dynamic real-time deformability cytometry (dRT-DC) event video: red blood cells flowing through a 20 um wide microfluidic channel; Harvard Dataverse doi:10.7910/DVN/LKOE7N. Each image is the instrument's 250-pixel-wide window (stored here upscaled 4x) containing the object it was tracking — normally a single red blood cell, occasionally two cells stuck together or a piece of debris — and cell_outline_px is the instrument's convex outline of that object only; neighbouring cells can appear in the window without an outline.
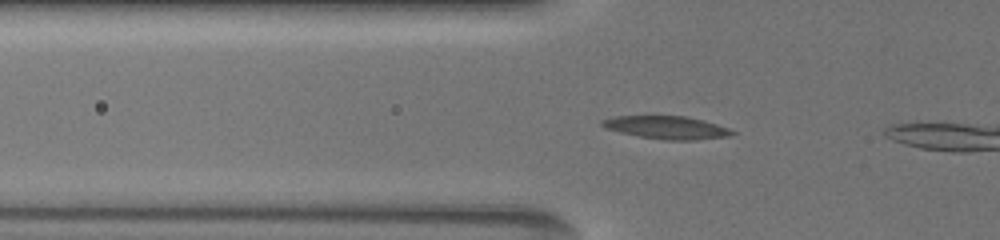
{"species": "common noctule bat (a hibernating species)", "species_latin": "Nyctalus noctula", "temperature_condition": "warm", "stored_images_in_passage": 6, "segment_of_instrument_passage": [1, 2], "camera_frame_rate_fps": 3000, "um_per_image_px": 0.085, "animal": {"sex": "female", "body_mass_g": 19.5, "forearm_length_mm": 54.1}, "frame": {"image": 1, "passage_image": 2, "time_ms": 0.333, "image_size_px": [1000, 240], "cell_outline_px": [[736, 132], [728, 136], [696, 140], [664, 140], [640, 136], [620, 132], [604, 128], [600, 124], [600, 120], [616, 116], [684, 116], [716, 124], [728, 128]], "centroid_in_image_um": [56.62, 10.84], "position_along_channel_um": 69.2, "area_um2": 17.17}}
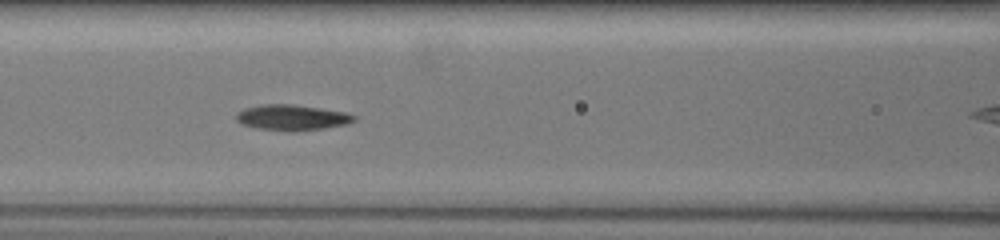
{"frame": {"image": 2, "passage_image": 4, "time_ms": 2.333, "image_size_px": [1000, 240], "cell_outline_px": [[356, 120], [344, 124], [324, 128], [296, 132], [288, 132], [256, 128], [240, 124], [236, 120], [236, 112], [244, 108], [264, 104], [292, 104], [320, 108], [344, 112], [356, 116]], "centroid_in_image_um": [24.76, 10.0], "position_along_channel_um": 141.8, "area_um2": 17.74}}